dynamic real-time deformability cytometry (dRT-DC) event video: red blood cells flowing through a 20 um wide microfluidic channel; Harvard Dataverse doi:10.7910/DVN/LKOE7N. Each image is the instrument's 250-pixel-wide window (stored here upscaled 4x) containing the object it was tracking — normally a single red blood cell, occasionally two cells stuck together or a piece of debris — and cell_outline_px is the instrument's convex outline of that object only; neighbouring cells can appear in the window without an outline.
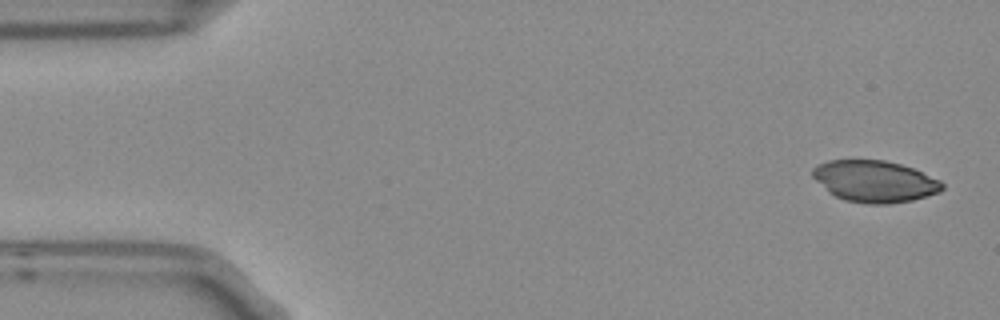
{"species": "Egyptian fruit bat (a non-hibernating species)", "species_latin": "Rousettus aegyptiacus", "temperature_condition": "room temperature", "stored_images_in_passage": 6, "camera_frame_rate_fps": 3000, "um_per_image_px": 0.085, "frame": {"image": 1, "passage_image": 1, "time_ms": 0.0, "image_size_px": [1000, 320], "cell_outline_px": [[944, 188], [940, 192], [912, 200], [888, 204], [868, 204], [844, 200], [828, 192], [812, 176], [812, 168], [828, 160], [884, 160], [900, 164], [912, 168], [940, 180], [944, 184]], "centroid_in_image_um": [74.35, 15.42], "position_along_channel_um": 10.7, "area_um2": 31.33}}
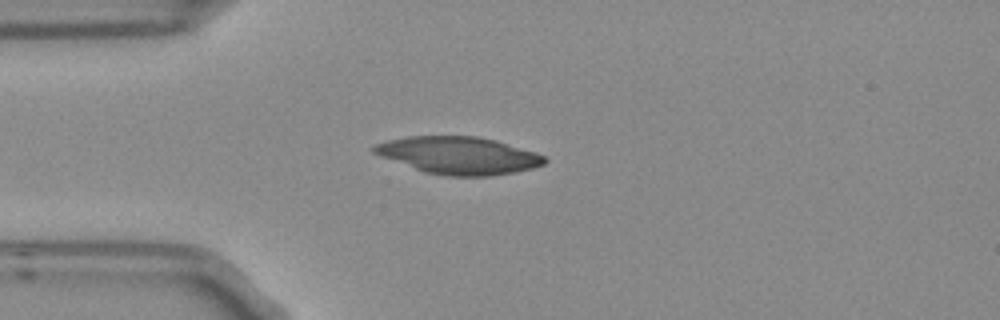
{"frame": {"image": 2, "passage_image": 4, "time_ms": 1.0, "image_size_px": [1000, 320], "cell_outline_px": [[548, 160], [544, 164], [532, 168], [516, 172], [488, 176], [448, 176], [424, 172], [380, 156], [372, 152], [372, 148], [376, 144], [388, 140], [408, 136], [476, 136], [496, 140], [536, 152], [544, 156]], "centroid_in_image_um": [39.0, 13.21], "position_along_channel_um": 46.0, "area_um2": 37.11}}